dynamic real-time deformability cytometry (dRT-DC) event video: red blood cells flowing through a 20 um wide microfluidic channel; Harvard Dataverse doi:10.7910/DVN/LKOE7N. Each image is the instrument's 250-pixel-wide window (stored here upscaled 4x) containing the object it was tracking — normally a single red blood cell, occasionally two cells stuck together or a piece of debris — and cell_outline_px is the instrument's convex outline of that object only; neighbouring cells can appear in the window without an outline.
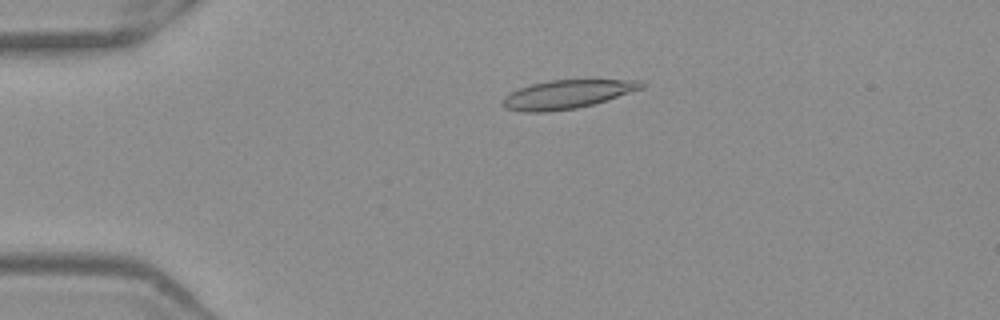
{"species": "Egyptian fruit bat (a non-hibernating species)", "species_latin": "Rousettus aegyptiacus", "temperature_condition": "warm", "stored_images_in_passage": 50, "camera_frame_rate_fps": 3000, "um_per_image_px": 0.085, "frame": {"image": 1, "passage_image": 10, "time_ms": 3.0, "image_size_px": [1000, 320], "cell_outline_px": [[648, 84], [644, 88], [592, 104], [576, 108], [548, 112], [524, 112], [504, 108], [500, 104], [500, 100], [504, 96], [520, 88], [532, 84], [548, 80], [636, 80]], "centroid_in_image_um": [48.16, 8.02], "position_along_channel_um": 36.8, "area_um2": 23.06}}
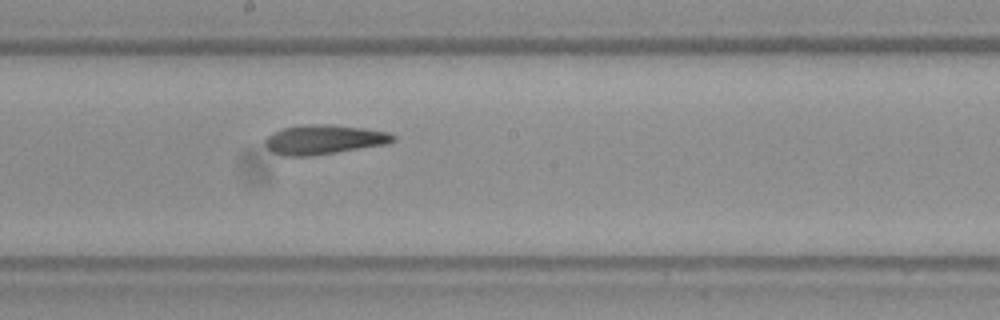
{"frame": {"image": 2, "passage_image": 27, "time_ms": 8.667, "image_size_px": [1000, 320], "cell_outline_px": [[396, 140], [388, 144], [312, 156], [280, 156], [272, 152], [264, 144], [264, 140], [272, 132], [284, 128], [308, 124], [332, 124], [364, 128], [388, 132], [396, 136]], "centroid_in_image_um": [27.53, 11.87], "position_along_channel_um": 220.7, "area_um2": 22.2}}
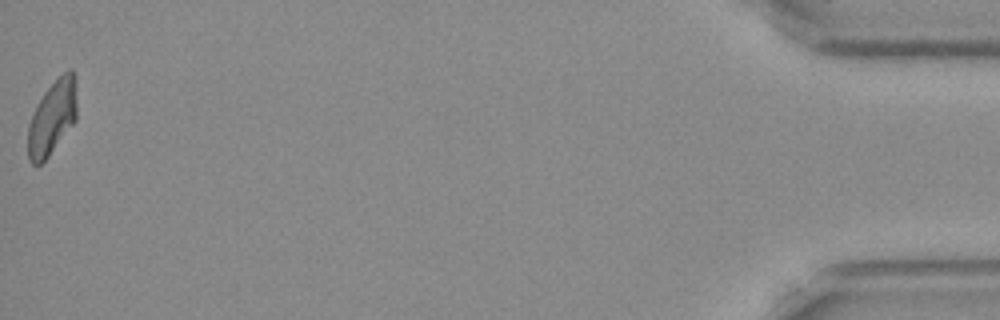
{"frame": {"image": 3, "passage_image": 50, "time_ms": 16.333, "image_size_px": [1000, 320], "cell_outline_px": [[76, 120], [48, 156], [40, 164], [32, 164], [28, 160], [28, 124], [32, 112], [44, 92], [68, 68], [72, 68], [76, 80]], "centroid_in_image_um": [4.44, 9.97], "position_along_channel_um": 430.8, "area_um2": 21.1}, "authors_computed_cell_mechanics": {"area_um2": 22.4264, "velocity_mm_per_s": 3.9693, "shape_relaxation_time_tau1_ms": null, "shape_relaxation_time_tau2_ms": 4.8131, "deformation_change_tau1": null, "deformation_change_tau2": 0.1142}}